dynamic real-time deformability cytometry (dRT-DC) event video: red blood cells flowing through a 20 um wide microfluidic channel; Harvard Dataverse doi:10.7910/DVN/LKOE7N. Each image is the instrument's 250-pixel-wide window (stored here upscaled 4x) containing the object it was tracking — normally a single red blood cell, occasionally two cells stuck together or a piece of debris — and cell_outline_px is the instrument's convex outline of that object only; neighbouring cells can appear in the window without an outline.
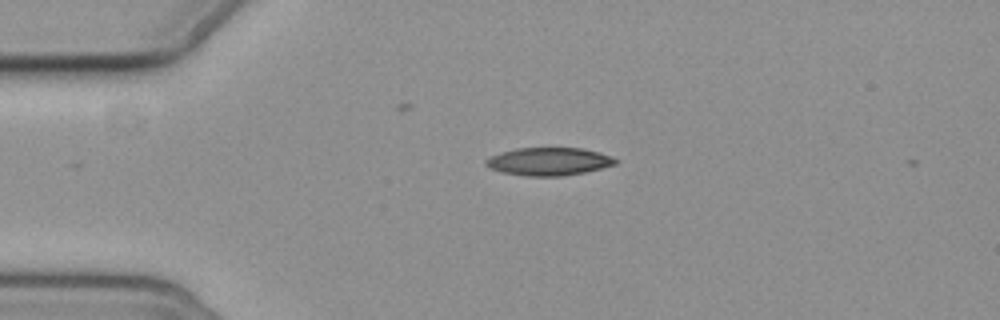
{"species": "common noctule bat (a hibernating species)", "species_latin": "Nyctalus noctula", "temperature_condition": "cold", "stored_images_in_passage": 2, "camera_frame_rate_fps": 3000, "um_per_image_px": 0.085, "animal": {"sex": "female", "body_mass_g": 19.3, "forearm_length_mm": 54.1}, "frame": {"image": 1, "passage_image": 2, "time_ms": 1.333, "image_size_px": [1000, 320], "cell_outline_px": [[620, 160], [616, 164], [584, 172], [560, 176], [524, 176], [504, 172], [488, 168], [484, 164], [484, 160], [500, 152], [516, 148], [580, 148], [600, 152], [612, 156]], "centroid_in_image_um": [46.64, 13.72], "position_along_channel_um": 38.4, "area_um2": 21.1}}